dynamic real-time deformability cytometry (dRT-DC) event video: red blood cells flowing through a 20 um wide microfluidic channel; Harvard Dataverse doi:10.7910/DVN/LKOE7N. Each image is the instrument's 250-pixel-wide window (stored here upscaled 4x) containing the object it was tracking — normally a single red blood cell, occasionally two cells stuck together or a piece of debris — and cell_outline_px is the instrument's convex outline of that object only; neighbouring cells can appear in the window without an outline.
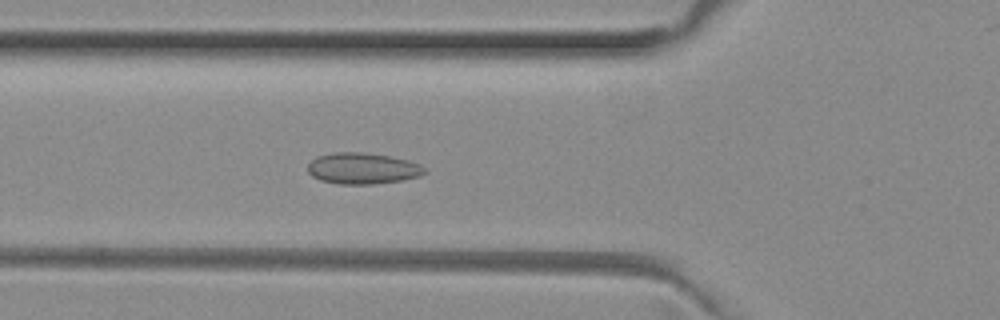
{"species": "common noctule bat (a hibernating species)", "species_latin": "Nyctalus noctula", "temperature_condition": "room temperature", "stored_images_in_passage": 29, "camera_frame_rate_fps": 3000, "um_per_image_px": 0.085, "animal": {"sex": "female", "body_mass_g": 29.2, "forearm_length_mm": 56.3}, "frame": {"image": 1, "passage_image": 17, "time_ms": 5.333, "image_size_px": [1000, 320], "cell_outline_px": [[428, 172], [420, 176], [404, 180], [372, 184], [340, 184], [320, 180], [312, 176], [308, 172], [308, 164], [316, 156], [332, 152], [360, 152], [388, 156], [408, 160], [420, 164], [428, 168]], "centroid_in_image_um": [30.85, 14.31], "position_along_channel_um": 94.9, "area_um2": 21.44}}
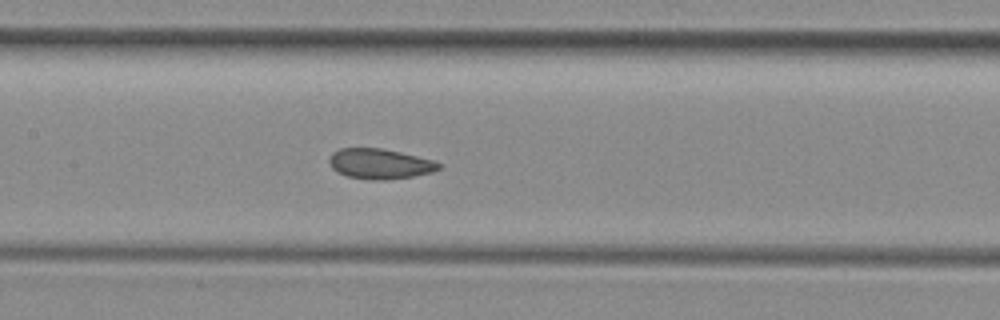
{"frame": {"image": 2, "passage_image": 23, "time_ms": 7.333, "image_size_px": [1000, 320], "cell_outline_px": [[444, 164], [440, 168], [432, 172], [412, 176], [384, 180], [372, 180], [348, 176], [336, 172], [332, 168], [328, 160], [328, 156], [332, 152], [340, 148], [380, 148], [400, 152], [436, 160]], "centroid_in_image_um": [32.29, 13.91], "position_along_channel_um": 175.1, "area_um2": 19.48}}
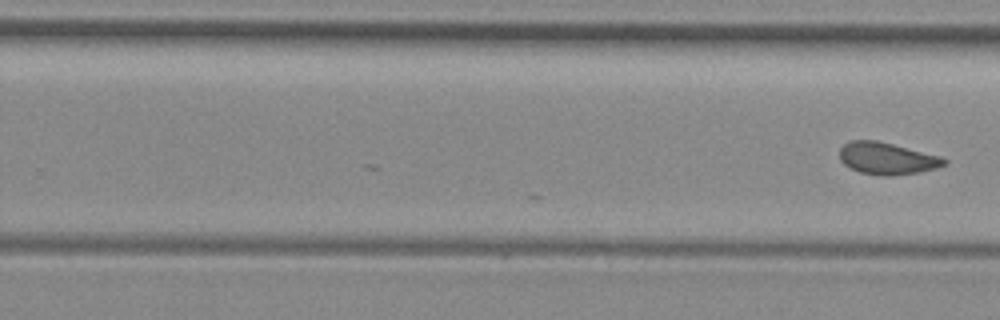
{"frame": {"image": 3, "passage_image": 29, "time_ms": 9.333, "image_size_px": [1000, 320], "cell_outline_px": [[948, 164], [936, 168], [920, 172], [892, 176], [880, 176], [860, 172], [848, 168], [840, 160], [840, 148], [844, 144], [852, 140], [876, 140], [940, 156], [948, 160]], "centroid_in_image_um": [75.39, 13.48], "position_along_channel_um": 254.4, "area_um2": 19.59}}